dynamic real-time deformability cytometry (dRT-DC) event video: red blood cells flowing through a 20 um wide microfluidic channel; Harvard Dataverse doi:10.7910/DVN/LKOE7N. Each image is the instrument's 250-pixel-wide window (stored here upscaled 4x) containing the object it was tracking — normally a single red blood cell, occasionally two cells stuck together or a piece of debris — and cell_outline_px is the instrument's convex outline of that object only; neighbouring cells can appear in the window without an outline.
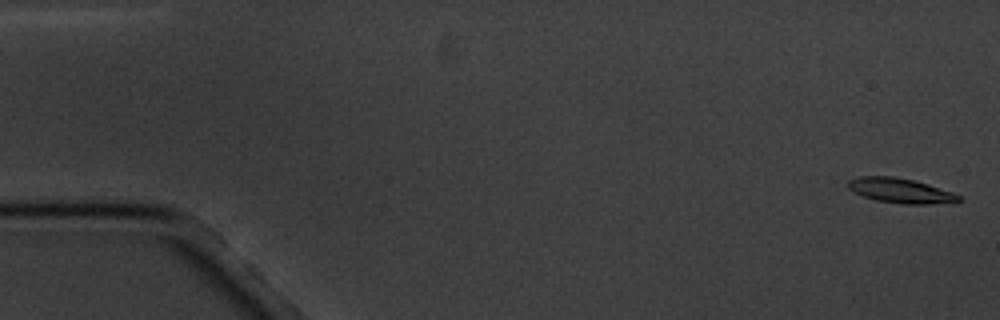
{"species": "common noctule bat (a hibernating species)", "species_latin": "Nyctalus noctula", "temperature_condition": "cold", "stored_images_in_passage": 4, "camera_frame_rate_fps": 3000, "um_per_image_px": 0.085, "animal": {"sex": "male", "body_mass_g": 20.1, "forearm_length_mm": 53.5}, "frame": {"image": 1, "passage_image": 1, "time_ms": 0.0, "image_size_px": [1000, 320], "cell_outline_px": [[960, 200], [928, 204], [904, 204], [876, 200], [852, 192], [848, 188], [848, 180], [860, 176], [892, 176], [916, 180], [952, 192], [960, 196]], "centroid_in_image_um": [76.48, 16.18], "position_along_channel_um": 8.5, "area_um2": 15.84}}